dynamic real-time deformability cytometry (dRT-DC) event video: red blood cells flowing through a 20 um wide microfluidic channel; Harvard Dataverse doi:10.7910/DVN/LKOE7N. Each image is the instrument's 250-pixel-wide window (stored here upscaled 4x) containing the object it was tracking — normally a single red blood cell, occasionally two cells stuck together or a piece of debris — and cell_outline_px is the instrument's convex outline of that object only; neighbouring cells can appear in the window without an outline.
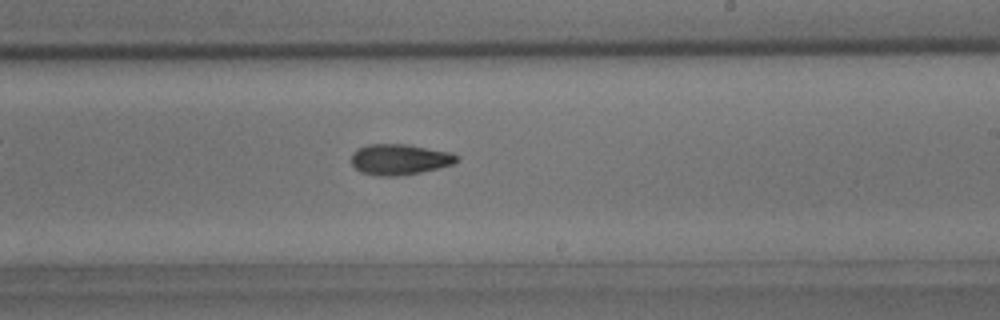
{"species": "common noctule bat (a hibernating species)", "species_latin": "Nyctalus noctula", "temperature_condition": "room temperature", "stored_images_in_passage": 43, "camera_frame_rate_fps": 3000, "um_per_image_px": 0.085, "animal": {"sex": "male", "body_mass_g": 15.6}, "frame": {"image": 1, "passage_image": 25, "time_ms": 8.0, "image_size_px": [1000, 320], "cell_outline_px": [[460, 160], [456, 164], [440, 168], [420, 172], [396, 176], [380, 176], [360, 172], [352, 164], [352, 152], [356, 148], [368, 144], [404, 144], [452, 152], [460, 156]], "centroid_in_image_um": [34.01, 13.54], "position_along_channel_um": 255.0, "area_um2": 19.13}}